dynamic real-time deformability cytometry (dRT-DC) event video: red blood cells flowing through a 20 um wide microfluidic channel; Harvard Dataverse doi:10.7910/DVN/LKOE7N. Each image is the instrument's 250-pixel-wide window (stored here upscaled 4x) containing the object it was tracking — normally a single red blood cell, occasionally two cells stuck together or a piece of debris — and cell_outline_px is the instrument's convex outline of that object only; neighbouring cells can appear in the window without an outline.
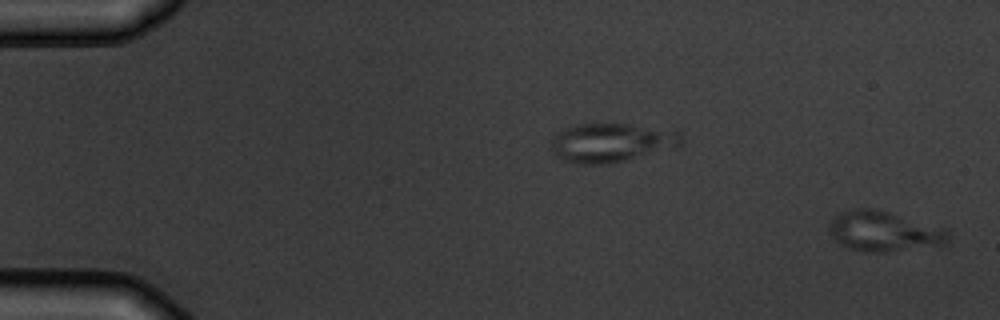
{"species": "common noctule bat (a hibernating species)", "species_latin": "Nyctalus noctula", "temperature_condition": "warm", "stored_images_in_passage": 3, "segment_of_instrument_passage": [2, 2], "camera_frame_rate_fps": 3000, "um_per_image_px": 0.085, "animal": {"sex": "male", "body_mass_g": 19.5, "forearm_length_mm": 54.6}, "frame": {"image": 1, "passage_image": 3, "time_ms": 3.333, "image_size_px": [1000, 320], "cell_outline_px": [[952, 236], [940, 248], [888, 252], [864, 252], [848, 248], [832, 240], [828, 228], [828, 224], [836, 216], [844, 212], [856, 208], [876, 208], [944, 228]], "centroid_in_image_um": [75.19, 19.71], "position_along_channel_um": 9.8, "area_um2": 28.61}}